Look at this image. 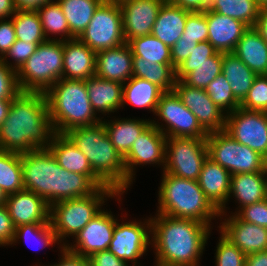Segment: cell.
<instances>
[{
    "label": "cell",
    "instance_id": "1",
    "mask_svg": "<svg viewBox=\"0 0 267 266\" xmlns=\"http://www.w3.org/2000/svg\"><path fill=\"white\" fill-rule=\"evenodd\" d=\"M54 134L45 94L20 92L0 126V150L23 154L48 149Z\"/></svg>",
    "mask_w": 267,
    "mask_h": 266
},
{
    "label": "cell",
    "instance_id": "2",
    "mask_svg": "<svg viewBox=\"0 0 267 266\" xmlns=\"http://www.w3.org/2000/svg\"><path fill=\"white\" fill-rule=\"evenodd\" d=\"M24 190L43 198L49 206L74 198L86 197L99 186L88 176L62 168L49 149L21 154Z\"/></svg>",
    "mask_w": 267,
    "mask_h": 266
},
{
    "label": "cell",
    "instance_id": "3",
    "mask_svg": "<svg viewBox=\"0 0 267 266\" xmlns=\"http://www.w3.org/2000/svg\"><path fill=\"white\" fill-rule=\"evenodd\" d=\"M211 228L195 220L157 213L151 218L154 266H198Z\"/></svg>",
    "mask_w": 267,
    "mask_h": 266
},
{
    "label": "cell",
    "instance_id": "4",
    "mask_svg": "<svg viewBox=\"0 0 267 266\" xmlns=\"http://www.w3.org/2000/svg\"><path fill=\"white\" fill-rule=\"evenodd\" d=\"M65 135L88 159L93 172L117 193L126 191L124 158L109 139L103 122L76 127Z\"/></svg>",
    "mask_w": 267,
    "mask_h": 266
},
{
    "label": "cell",
    "instance_id": "5",
    "mask_svg": "<svg viewBox=\"0 0 267 266\" xmlns=\"http://www.w3.org/2000/svg\"><path fill=\"white\" fill-rule=\"evenodd\" d=\"M53 130L65 134L69 130L96 124V117L88 97L85 80L62 78L45 93Z\"/></svg>",
    "mask_w": 267,
    "mask_h": 266
},
{
    "label": "cell",
    "instance_id": "6",
    "mask_svg": "<svg viewBox=\"0 0 267 266\" xmlns=\"http://www.w3.org/2000/svg\"><path fill=\"white\" fill-rule=\"evenodd\" d=\"M158 193V214L191 219L208 226L220 216L219 210L206 197L198 182L163 172Z\"/></svg>",
    "mask_w": 267,
    "mask_h": 266
},
{
    "label": "cell",
    "instance_id": "7",
    "mask_svg": "<svg viewBox=\"0 0 267 266\" xmlns=\"http://www.w3.org/2000/svg\"><path fill=\"white\" fill-rule=\"evenodd\" d=\"M123 193H117L112 187H99L94 193L86 197L59 201L50 206V222L62 249L69 236L75 237L83 227L102 209L106 198L121 199ZM106 197V198H105Z\"/></svg>",
    "mask_w": 267,
    "mask_h": 266
},
{
    "label": "cell",
    "instance_id": "8",
    "mask_svg": "<svg viewBox=\"0 0 267 266\" xmlns=\"http://www.w3.org/2000/svg\"><path fill=\"white\" fill-rule=\"evenodd\" d=\"M63 40H46L17 71L21 92L45 93L63 78Z\"/></svg>",
    "mask_w": 267,
    "mask_h": 266
},
{
    "label": "cell",
    "instance_id": "9",
    "mask_svg": "<svg viewBox=\"0 0 267 266\" xmlns=\"http://www.w3.org/2000/svg\"><path fill=\"white\" fill-rule=\"evenodd\" d=\"M208 157L232 175L267 170V159L239 143L224 130L211 132L206 138Z\"/></svg>",
    "mask_w": 267,
    "mask_h": 266
},
{
    "label": "cell",
    "instance_id": "10",
    "mask_svg": "<svg viewBox=\"0 0 267 266\" xmlns=\"http://www.w3.org/2000/svg\"><path fill=\"white\" fill-rule=\"evenodd\" d=\"M78 39L95 53L124 44L125 36L119 3L104 0Z\"/></svg>",
    "mask_w": 267,
    "mask_h": 266
},
{
    "label": "cell",
    "instance_id": "11",
    "mask_svg": "<svg viewBox=\"0 0 267 266\" xmlns=\"http://www.w3.org/2000/svg\"><path fill=\"white\" fill-rule=\"evenodd\" d=\"M154 114L162 119L167 127L166 129L162 128L164 126L154 120H151V124L157 127L167 138L206 139L209 134L174 91L164 92L161 95Z\"/></svg>",
    "mask_w": 267,
    "mask_h": 266
},
{
    "label": "cell",
    "instance_id": "12",
    "mask_svg": "<svg viewBox=\"0 0 267 266\" xmlns=\"http://www.w3.org/2000/svg\"><path fill=\"white\" fill-rule=\"evenodd\" d=\"M207 156L206 139L167 138L163 172L197 181Z\"/></svg>",
    "mask_w": 267,
    "mask_h": 266
},
{
    "label": "cell",
    "instance_id": "13",
    "mask_svg": "<svg viewBox=\"0 0 267 266\" xmlns=\"http://www.w3.org/2000/svg\"><path fill=\"white\" fill-rule=\"evenodd\" d=\"M224 131L267 159V112L239 107L226 115Z\"/></svg>",
    "mask_w": 267,
    "mask_h": 266
},
{
    "label": "cell",
    "instance_id": "14",
    "mask_svg": "<svg viewBox=\"0 0 267 266\" xmlns=\"http://www.w3.org/2000/svg\"><path fill=\"white\" fill-rule=\"evenodd\" d=\"M145 220L144 223L133 220L121 224L117 220L108 250L127 264L131 261L136 266L138 258L151 244V217Z\"/></svg>",
    "mask_w": 267,
    "mask_h": 266
},
{
    "label": "cell",
    "instance_id": "15",
    "mask_svg": "<svg viewBox=\"0 0 267 266\" xmlns=\"http://www.w3.org/2000/svg\"><path fill=\"white\" fill-rule=\"evenodd\" d=\"M166 139L167 137L157 127L150 124L134 141L124 157L126 190L133 183L136 165L158 164L165 167Z\"/></svg>",
    "mask_w": 267,
    "mask_h": 266
},
{
    "label": "cell",
    "instance_id": "16",
    "mask_svg": "<svg viewBox=\"0 0 267 266\" xmlns=\"http://www.w3.org/2000/svg\"><path fill=\"white\" fill-rule=\"evenodd\" d=\"M117 218L102 209L75 235V244L64 248L75 255L88 258L94 253L108 250Z\"/></svg>",
    "mask_w": 267,
    "mask_h": 266
},
{
    "label": "cell",
    "instance_id": "17",
    "mask_svg": "<svg viewBox=\"0 0 267 266\" xmlns=\"http://www.w3.org/2000/svg\"><path fill=\"white\" fill-rule=\"evenodd\" d=\"M173 91L208 133L225 129L226 113L213 103L205 89L191 87L176 80Z\"/></svg>",
    "mask_w": 267,
    "mask_h": 266
},
{
    "label": "cell",
    "instance_id": "18",
    "mask_svg": "<svg viewBox=\"0 0 267 266\" xmlns=\"http://www.w3.org/2000/svg\"><path fill=\"white\" fill-rule=\"evenodd\" d=\"M166 0H125L119 3L125 42L151 35L160 7Z\"/></svg>",
    "mask_w": 267,
    "mask_h": 266
},
{
    "label": "cell",
    "instance_id": "19",
    "mask_svg": "<svg viewBox=\"0 0 267 266\" xmlns=\"http://www.w3.org/2000/svg\"><path fill=\"white\" fill-rule=\"evenodd\" d=\"M5 205L15 228L33 223H50V206L32 191L21 190L7 195Z\"/></svg>",
    "mask_w": 267,
    "mask_h": 266
},
{
    "label": "cell",
    "instance_id": "20",
    "mask_svg": "<svg viewBox=\"0 0 267 266\" xmlns=\"http://www.w3.org/2000/svg\"><path fill=\"white\" fill-rule=\"evenodd\" d=\"M218 226L245 255L267 250V228L241 220L235 213Z\"/></svg>",
    "mask_w": 267,
    "mask_h": 266
},
{
    "label": "cell",
    "instance_id": "21",
    "mask_svg": "<svg viewBox=\"0 0 267 266\" xmlns=\"http://www.w3.org/2000/svg\"><path fill=\"white\" fill-rule=\"evenodd\" d=\"M231 176L228 170L207 156L197 180L206 197L219 210L220 218L227 215L225 206L229 201Z\"/></svg>",
    "mask_w": 267,
    "mask_h": 266
},
{
    "label": "cell",
    "instance_id": "22",
    "mask_svg": "<svg viewBox=\"0 0 267 266\" xmlns=\"http://www.w3.org/2000/svg\"><path fill=\"white\" fill-rule=\"evenodd\" d=\"M95 76L124 84L132 77L133 55L127 42L96 53Z\"/></svg>",
    "mask_w": 267,
    "mask_h": 266
},
{
    "label": "cell",
    "instance_id": "23",
    "mask_svg": "<svg viewBox=\"0 0 267 266\" xmlns=\"http://www.w3.org/2000/svg\"><path fill=\"white\" fill-rule=\"evenodd\" d=\"M208 42L221 53L234 52L238 41L249 28L232 17L207 9Z\"/></svg>",
    "mask_w": 267,
    "mask_h": 266
},
{
    "label": "cell",
    "instance_id": "24",
    "mask_svg": "<svg viewBox=\"0 0 267 266\" xmlns=\"http://www.w3.org/2000/svg\"><path fill=\"white\" fill-rule=\"evenodd\" d=\"M63 78L86 80L95 76L96 53L78 38L63 41Z\"/></svg>",
    "mask_w": 267,
    "mask_h": 266
},
{
    "label": "cell",
    "instance_id": "25",
    "mask_svg": "<svg viewBox=\"0 0 267 266\" xmlns=\"http://www.w3.org/2000/svg\"><path fill=\"white\" fill-rule=\"evenodd\" d=\"M58 164L69 172L88 175L99 187L107 186L92 170L88 159L65 134L55 133L48 147Z\"/></svg>",
    "mask_w": 267,
    "mask_h": 266
},
{
    "label": "cell",
    "instance_id": "26",
    "mask_svg": "<svg viewBox=\"0 0 267 266\" xmlns=\"http://www.w3.org/2000/svg\"><path fill=\"white\" fill-rule=\"evenodd\" d=\"M190 13L166 0L160 7L151 35L171 48L182 36Z\"/></svg>",
    "mask_w": 267,
    "mask_h": 266
},
{
    "label": "cell",
    "instance_id": "27",
    "mask_svg": "<svg viewBox=\"0 0 267 266\" xmlns=\"http://www.w3.org/2000/svg\"><path fill=\"white\" fill-rule=\"evenodd\" d=\"M240 204L238 211L267 198V170L255 173H238L231 176L229 198Z\"/></svg>",
    "mask_w": 267,
    "mask_h": 266
},
{
    "label": "cell",
    "instance_id": "28",
    "mask_svg": "<svg viewBox=\"0 0 267 266\" xmlns=\"http://www.w3.org/2000/svg\"><path fill=\"white\" fill-rule=\"evenodd\" d=\"M88 97L93 110L102 114L121 109L123 102V84L105 80L97 76L85 80Z\"/></svg>",
    "mask_w": 267,
    "mask_h": 266
},
{
    "label": "cell",
    "instance_id": "29",
    "mask_svg": "<svg viewBox=\"0 0 267 266\" xmlns=\"http://www.w3.org/2000/svg\"><path fill=\"white\" fill-rule=\"evenodd\" d=\"M256 75H267V43L254 27H249L233 52Z\"/></svg>",
    "mask_w": 267,
    "mask_h": 266
},
{
    "label": "cell",
    "instance_id": "30",
    "mask_svg": "<svg viewBox=\"0 0 267 266\" xmlns=\"http://www.w3.org/2000/svg\"><path fill=\"white\" fill-rule=\"evenodd\" d=\"M223 53L217 52L205 62L181 63L176 67V80L188 86L205 89L222 73Z\"/></svg>",
    "mask_w": 267,
    "mask_h": 266
},
{
    "label": "cell",
    "instance_id": "31",
    "mask_svg": "<svg viewBox=\"0 0 267 266\" xmlns=\"http://www.w3.org/2000/svg\"><path fill=\"white\" fill-rule=\"evenodd\" d=\"M102 122L109 139L123 158L128 154L138 136L151 124L149 119L131 118L108 120V122L102 120Z\"/></svg>",
    "mask_w": 267,
    "mask_h": 266
},
{
    "label": "cell",
    "instance_id": "32",
    "mask_svg": "<svg viewBox=\"0 0 267 266\" xmlns=\"http://www.w3.org/2000/svg\"><path fill=\"white\" fill-rule=\"evenodd\" d=\"M222 74L239 103L243 101L257 76L233 52L223 53Z\"/></svg>",
    "mask_w": 267,
    "mask_h": 266
},
{
    "label": "cell",
    "instance_id": "33",
    "mask_svg": "<svg viewBox=\"0 0 267 266\" xmlns=\"http://www.w3.org/2000/svg\"><path fill=\"white\" fill-rule=\"evenodd\" d=\"M164 92L155 84L143 78L131 77L123 84V105L129 103L140 108H148L155 113L159 99Z\"/></svg>",
    "mask_w": 267,
    "mask_h": 266
},
{
    "label": "cell",
    "instance_id": "34",
    "mask_svg": "<svg viewBox=\"0 0 267 266\" xmlns=\"http://www.w3.org/2000/svg\"><path fill=\"white\" fill-rule=\"evenodd\" d=\"M132 76L146 79L163 92H170L176 83V68L172 64L151 63L141 57H133Z\"/></svg>",
    "mask_w": 267,
    "mask_h": 266
},
{
    "label": "cell",
    "instance_id": "35",
    "mask_svg": "<svg viewBox=\"0 0 267 266\" xmlns=\"http://www.w3.org/2000/svg\"><path fill=\"white\" fill-rule=\"evenodd\" d=\"M67 19L70 33L78 38L104 0H56Z\"/></svg>",
    "mask_w": 267,
    "mask_h": 266
},
{
    "label": "cell",
    "instance_id": "36",
    "mask_svg": "<svg viewBox=\"0 0 267 266\" xmlns=\"http://www.w3.org/2000/svg\"><path fill=\"white\" fill-rule=\"evenodd\" d=\"M209 11L237 19L253 27L261 8L255 0H210Z\"/></svg>",
    "mask_w": 267,
    "mask_h": 266
},
{
    "label": "cell",
    "instance_id": "37",
    "mask_svg": "<svg viewBox=\"0 0 267 266\" xmlns=\"http://www.w3.org/2000/svg\"><path fill=\"white\" fill-rule=\"evenodd\" d=\"M36 11L40 17L43 32L47 40H55V38L49 37V34L64 36L63 38H58V40L66 41L74 39L70 33L67 19L57 1L53 0L45 3Z\"/></svg>",
    "mask_w": 267,
    "mask_h": 266
},
{
    "label": "cell",
    "instance_id": "38",
    "mask_svg": "<svg viewBox=\"0 0 267 266\" xmlns=\"http://www.w3.org/2000/svg\"><path fill=\"white\" fill-rule=\"evenodd\" d=\"M0 188L6 195L24 190L21 154L0 150Z\"/></svg>",
    "mask_w": 267,
    "mask_h": 266
},
{
    "label": "cell",
    "instance_id": "39",
    "mask_svg": "<svg viewBox=\"0 0 267 266\" xmlns=\"http://www.w3.org/2000/svg\"><path fill=\"white\" fill-rule=\"evenodd\" d=\"M133 57H141L151 63L172 64L170 47L153 35H145L128 42Z\"/></svg>",
    "mask_w": 267,
    "mask_h": 266
},
{
    "label": "cell",
    "instance_id": "40",
    "mask_svg": "<svg viewBox=\"0 0 267 266\" xmlns=\"http://www.w3.org/2000/svg\"><path fill=\"white\" fill-rule=\"evenodd\" d=\"M12 17L16 39L31 43L47 40L36 10H17Z\"/></svg>",
    "mask_w": 267,
    "mask_h": 266
},
{
    "label": "cell",
    "instance_id": "41",
    "mask_svg": "<svg viewBox=\"0 0 267 266\" xmlns=\"http://www.w3.org/2000/svg\"><path fill=\"white\" fill-rule=\"evenodd\" d=\"M21 238H23V240L25 239V242L27 244H29L31 240L36 239L35 241L38 242L40 246L42 244L44 248L47 246H53V244L55 243L59 244L56 234L53 231L51 222L50 223H33V224L21 225V226L16 227L12 244L15 245V243H17V241H19V239ZM36 249L39 250L40 248L36 247Z\"/></svg>",
    "mask_w": 267,
    "mask_h": 266
},
{
    "label": "cell",
    "instance_id": "42",
    "mask_svg": "<svg viewBox=\"0 0 267 266\" xmlns=\"http://www.w3.org/2000/svg\"><path fill=\"white\" fill-rule=\"evenodd\" d=\"M205 91L213 103L222 109L226 115L240 107V103L233 95L230 84L222 73L207 85Z\"/></svg>",
    "mask_w": 267,
    "mask_h": 266
},
{
    "label": "cell",
    "instance_id": "43",
    "mask_svg": "<svg viewBox=\"0 0 267 266\" xmlns=\"http://www.w3.org/2000/svg\"><path fill=\"white\" fill-rule=\"evenodd\" d=\"M240 107L250 111L267 112V75H257L252 87L240 103Z\"/></svg>",
    "mask_w": 267,
    "mask_h": 266
},
{
    "label": "cell",
    "instance_id": "44",
    "mask_svg": "<svg viewBox=\"0 0 267 266\" xmlns=\"http://www.w3.org/2000/svg\"><path fill=\"white\" fill-rule=\"evenodd\" d=\"M216 248V266H245L246 255L222 233Z\"/></svg>",
    "mask_w": 267,
    "mask_h": 266
},
{
    "label": "cell",
    "instance_id": "45",
    "mask_svg": "<svg viewBox=\"0 0 267 266\" xmlns=\"http://www.w3.org/2000/svg\"><path fill=\"white\" fill-rule=\"evenodd\" d=\"M179 39H189L196 43L208 40L207 10L191 12L187 16L184 32Z\"/></svg>",
    "mask_w": 267,
    "mask_h": 266
},
{
    "label": "cell",
    "instance_id": "46",
    "mask_svg": "<svg viewBox=\"0 0 267 266\" xmlns=\"http://www.w3.org/2000/svg\"><path fill=\"white\" fill-rule=\"evenodd\" d=\"M41 43H31L23 42L21 40H16L15 43L10 47L6 54L1 58V60L10 68L18 71L24 63L30 58V56L36 51V48ZM14 60L13 64L9 63L8 58Z\"/></svg>",
    "mask_w": 267,
    "mask_h": 266
},
{
    "label": "cell",
    "instance_id": "47",
    "mask_svg": "<svg viewBox=\"0 0 267 266\" xmlns=\"http://www.w3.org/2000/svg\"><path fill=\"white\" fill-rule=\"evenodd\" d=\"M17 71L0 59V99H13L20 93Z\"/></svg>",
    "mask_w": 267,
    "mask_h": 266
},
{
    "label": "cell",
    "instance_id": "48",
    "mask_svg": "<svg viewBox=\"0 0 267 266\" xmlns=\"http://www.w3.org/2000/svg\"><path fill=\"white\" fill-rule=\"evenodd\" d=\"M235 214L243 221L267 228V198L244 206Z\"/></svg>",
    "mask_w": 267,
    "mask_h": 266
},
{
    "label": "cell",
    "instance_id": "49",
    "mask_svg": "<svg viewBox=\"0 0 267 266\" xmlns=\"http://www.w3.org/2000/svg\"><path fill=\"white\" fill-rule=\"evenodd\" d=\"M15 226L5 204L0 205V246L12 245Z\"/></svg>",
    "mask_w": 267,
    "mask_h": 266
},
{
    "label": "cell",
    "instance_id": "50",
    "mask_svg": "<svg viewBox=\"0 0 267 266\" xmlns=\"http://www.w3.org/2000/svg\"><path fill=\"white\" fill-rule=\"evenodd\" d=\"M15 29L13 21L1 19L0 20V59L6 54L10 47L16 41Z\"/></svg>",
    "mask_w": 267,
    "mask_h": 266
},
{
    "label": "cell",
    "instance_id": "51",
    "mask_svg": "<svg viewBox=\"0 0 267 266\" xmlns=\"http://www.w3.org/2000/svg\"><path fill=\"white\" fill-rule=\"evenodd\" d=\"M197 46V43L189 39H179L171 48L172 65L176 68L185 59H187L191 51Z\"/></svg>",
    "mask_w": 267,
    "mask_h": 266
},
{
    "label": "cell",
    "instance_id": "52",
    "mask_svg": "<svg viewBox=\"0 0 267 266\" xmlns=\"http://www.w3.org/2000/svg\"><path fill=\"white\" fill-rule=\"evenodd\" d=\"M218 51L208 42L197 43V46L191 51L190 56L182 63H201L205 62Z\"/></svg>",
    "mask_w": 267,
    "mask_h": 266
},
{
    "label": "cell",
    "instance_id": "53",
    "mask_svg": "<svg viewBox=\"0 0 267 266\" xmlns=\"http://www.w3.org/2000/svg\"><path fill=\"white\" fill-rule=\"evenodd\" d=\"M91 266H129L109 250L94 253L87 258Z\"/></svg>",
    "mask_w": 267,
    "mask_h": 266
},
{
    "label": "cell",
    "instance_id": "54",
    "mask_svg": "<svg viewBox=\"0 0 267 266\" xmlns=\"http://www.w3.org/2000/svg\"><path fill=\"white\" fill-rule=\"evenodd\" d=\"M61 254L59 263L50 266H91L87 258L75 255L64 247L61 249Z\"/></svg>",
    "mask_w": 267,
    "mask_h": 266
},
{
    "label": "cell",
    "instance_id": "55",
    "mask_svg": "<svg viewBox=\"0 0 267 266\" xmlns=\"http://www.w3.org/2000/svg\"><path fill=\"white\" fill-rule=\"evenodd\" d=\"M175 6L190 12H204L208 9L210 0H169Z\"/></svg>",
    "mask_w": 267,
    "mask_h": 266
},
{
    "label": "cell",
    "instance_id": "56",
    "mask_svg": "<svg viewBox=\"0 0 267 266\" xmlns=\"http://www.w3.org/2000/svg\"><path fill=\"white\" fill-rule=\"evenodd\" d=\"M245 266H267V250L246 255Z\"/></svg>",
    "mask_w": 267,
    "mask_h": 266
},
{
    "label": "cell",
    "instance_id": "57",
    "mask_svg": "<svg viewBox=\"0 0 267 266\" xmlns=\"http://www.w3.org/2000/svg\"><path fill=\"white\" fill-rule=\"evenodd\" d=\"M53 0H14L17 10H37L39 7Z\"/></svg>",
    "mask_w": 267,
    "mask_h": 266
},
{
    "label": "cell",
    "instance_id": "58",
    "mask_svg": "<svg viewBox=\"0 0 267 266\" xmlns=\"http://www.w3.org/2000/svg\"><path fill=\"white\" fill-rule=\"evenodd\" d=\"M267 43V9H261L257 21L253 26Z\"/></svg>",
    "mask_w": 267,
    "mask_h": 266
},
{
    "label": "cell",
    "instance_id": "59",
    "mask_svg": "<svg viewBox=\"0 0 267 266\" xmlns=\"http://www.w3.org/2000/svg\"><path fill=\"white\" fill-rule=\"evenodd\" d=\"M16 11L14 0H0V20L12 17Z\"/></svg>",
    "mask_w": 267,
    "mask_h": 266
},
{
    "label": "cell",
    "instance_id": "60",
    "mask_svg": "<svg viewBox=\"0 0 267 266\" xmlns=\"http://www.w3.org/2000/svg\"><path fill=\"white\" fill-rule=\"evenodd\" d=\"M12 99H0V126L7 118Z\"/></svg>",
    "mask_w": 267,
    "mask_h": 266
},
{
    "label": "cell",
    "instance_id": "61",
    "mask_svg": "<svg viewBox=\"0 0 267 266\" xmlns=\"http://www.w3.org/2000/svg\"><path fill=\"white\" fill-rule=\"evenodd\" d=\"M6 198H7V195L0 188V205L6 204Z\"/></svg>",
    "mask_w": 267,
    "mask_h": 266
},
{
    "label": "cell",
    "instance_id": "62",
    "mask_svg": "<svg viewBox=\"0 0 267 266\" xmlns=\"http://www.w3.org/2000/svg\"><path fill=\"white\" fill-rule=\"evenodd\" d=\"M261 9H267V0H255Z\"/></svg>",
    "mask_w": 267,
    "mask_h": 266
},
{
    "label": "cell",
    "instance_id": "63",
    "mask_svg": "<svg viewBox=\"0 0 267 266\" xmlns=\"http://www.w3.org/2000/svg\"><path fill=\"white\" fill-rule=\"evenodd\" d=\"M106 1L113 2V3H121L122 1H125V0H106Z\"/></svg>",
    "mask_w": 267,
    "mask_h": 266
}]
</instances>
